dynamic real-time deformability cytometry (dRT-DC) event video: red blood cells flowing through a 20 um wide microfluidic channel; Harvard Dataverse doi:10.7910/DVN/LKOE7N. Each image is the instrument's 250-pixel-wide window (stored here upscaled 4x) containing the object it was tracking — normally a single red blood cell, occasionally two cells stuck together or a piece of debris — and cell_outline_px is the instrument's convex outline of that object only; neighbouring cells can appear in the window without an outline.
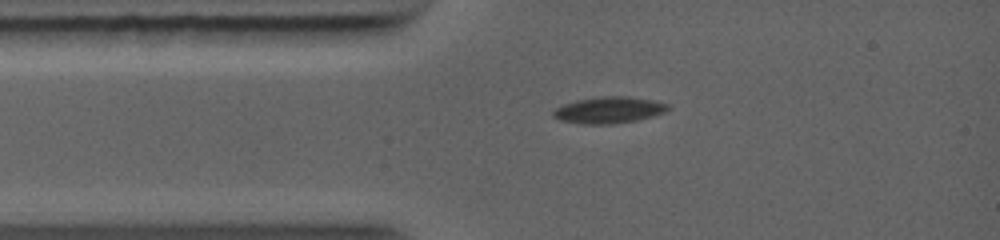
{"species": "common noctule bat (a hibernating species)", "species_latin": "Nyctalus noctula", "temperature_condition": "warm", "stored_images_in_passage": 13, "camera_frame_rate_fps": 5000, "um_per_image_px": 0.085, "animal": {"sex": "female", "body_mass_g": 19.0, "forearm_length_mm": 56.7}, "frame": {"image": 1, "passage_image": 1, "time_ms": 0.0, "image_size_px": [1000, 240], "cell_outline_px": [[668, 108], [664, 112], [652, 116], [636, 120], [612, 124], [584, 124], [560, 120], [552, 116], [552, 112], [556, 108], [564, 104], [576, 100], [604, 96], [628, 96], [652, 100], [668, 104]], "centroid_in_image_um": [51.72, 9.35], "position_along_channel_um": 33.3, "area_um2": 17.51}}
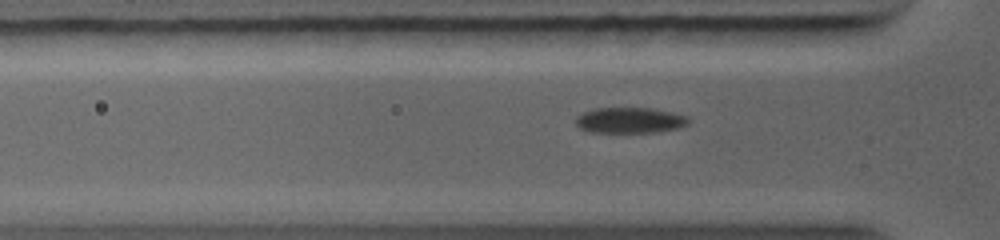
{"frame": {"image": 2, "passage_image": 5, "time_ms": 1.0, "image_size_px": [1000, 240], "cell_outline_px": [[688, 124], [676, 128], [660, 132], [588, 132], [580, 128], [576, 124], [576, 116], [592, 108], [652, 108], [672, 112], [688, 116]], "centroid_in_image_um": [53.52, 10.22], "position_along_channel_um": 72.3, "area_um2": 16.94}}
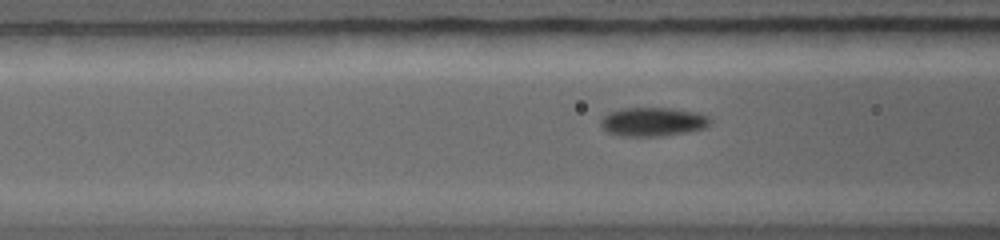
{"frame": {"image": 3, "passage_image": 8, "time_ms": 1.8, "image_size_px": [1000, 240], "cell_outline_px": [[712, 124], [704, 128], [688, 132], [664, 136], [620, 136], [608, 132], [600, 124], [600, 120], [608, 112], [620, 108], [672, 108], [696, 112], [708, 116], [712, 120]], "centroid_in_image_um": [55.51, 10.35], "position_along_channel_um": 111.1, "area_um2": 18.61}}